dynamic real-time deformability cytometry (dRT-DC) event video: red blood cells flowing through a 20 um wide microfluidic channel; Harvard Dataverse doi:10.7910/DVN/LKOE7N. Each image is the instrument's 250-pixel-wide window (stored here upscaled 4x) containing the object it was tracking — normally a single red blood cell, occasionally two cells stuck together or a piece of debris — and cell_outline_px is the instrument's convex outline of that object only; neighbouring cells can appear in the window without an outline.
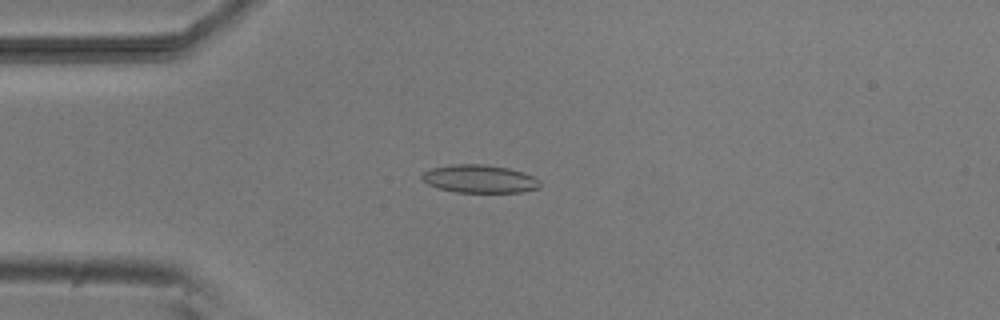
{"species": "common noctule bat (a hibernating species)", "species_latin": "Nyctalus noctula", "temperature_condition": "room temperature", "stored_images_in_passage": 19, "camera_frame_rate_fps": 3000, "um_per_image_px": 0.085, "animal": {"sex": "male", "body_mass_g": 20.5, "forearm_length_mm": 52.5}, "frame": {"image": 1, "passage_image": 13, "time_ms": 4.0, "image_size_px": [1000, 320], "cell_outline_px": [[540, 188], [520, 192], [456, 192], [440, 188], [428, 184], [420, 180], [420, 176], [424, 172], [432, 168], [452, 164], [484, 164], [508, 168], [524, 172], [540, 180]], "centroid_in_image_um": [40.76, 15.2], "position_along_channel_um": 44.2, "area_um2": 19.31}}
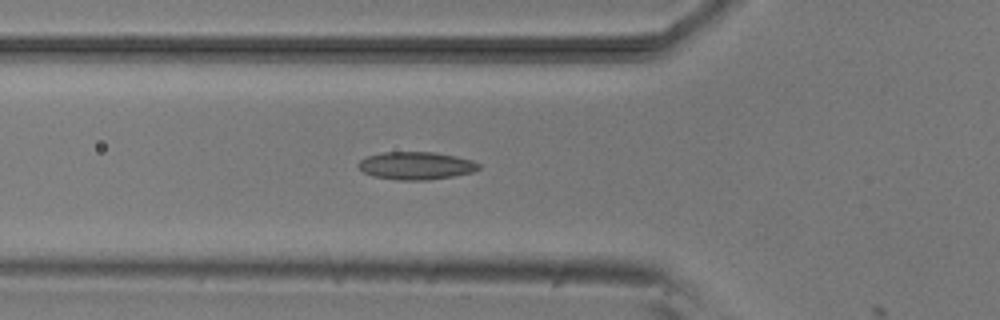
{"frame": {"image": 2, "passage_image": 18, "time_ms": 5.667, "image_size_px": [1000, 320], "cell_outline_px": [[480, 168], [472, 172], [452, 176], [428, 180], [396, 180], [372, 176], [364, 172], [356, 164], [360, 160], [368, 156], [384, 152], [432, 152], [456, 156], [472, 160], [480, 164]], "centroid_in_image_um": [35.35, 14.08], "position_along_channel_um": 90.4, "area_um2": 19.42}}